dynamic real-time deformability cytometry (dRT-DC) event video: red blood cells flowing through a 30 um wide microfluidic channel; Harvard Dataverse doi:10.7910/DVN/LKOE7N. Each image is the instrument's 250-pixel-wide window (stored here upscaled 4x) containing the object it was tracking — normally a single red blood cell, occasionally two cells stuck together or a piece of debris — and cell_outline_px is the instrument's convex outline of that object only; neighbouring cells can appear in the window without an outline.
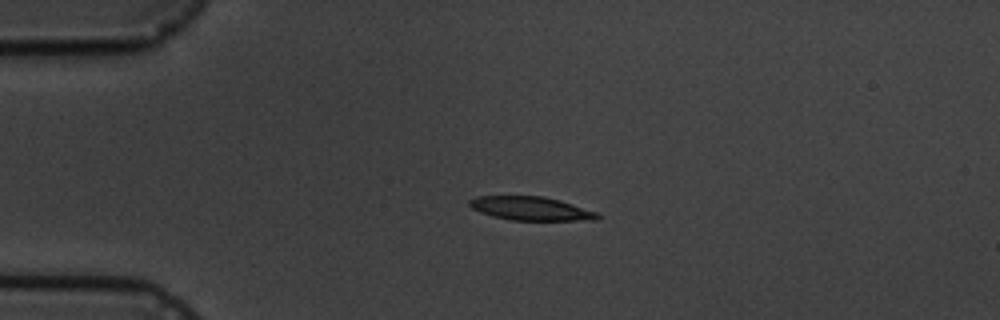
{"species": "common noctule bat (a hibernating species)", "species_latin": "Nyctalus noctula", "temperature_condition": "cold", "stored_images_in_passage": 5, "camera_frame_rate_fps": 3000, "um_per_image_px": 0.085, "animal": {"sex": "male", "body_mass_g": 19.5, "forearm_length_mm": 54.6}, "frame": {"image": 1, "passage_image": 3, "time_ms": 2.333, "image_size_px": [1000, 320], "cell_outline_px": [[604, 216], [600, 220], [512, 220], [492, 216], [480, 212], [472, 208], [468, 204], [468, 200], [476, 196], [544, 196], [560, 200], [600, 212]], "centroid_in_image_um": [45.21, 17.72], "position_along_channel_um": 39.8, "area_um2": 17.98}}
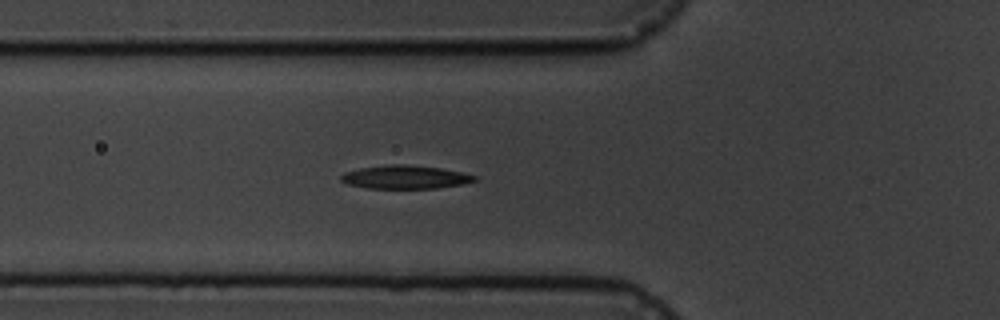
{"frame": {"image": 2, "passage_image": 5, "time_ms": 4.667, "image_size_px": [1000, 320], "cell_outline_px": [[480, 180], [460, 184], [436, 188], [368, 188], [348, 184], [340, 180], [340, 176], [344, 172], [360, 168], [392, 164], [404, 164], [440, 168], [460, 172], [476, 176]], "centroid_in_image_um": [34.43, 15.05], "position_along_channel_um": 91.4, "area_um2": 18.03}}